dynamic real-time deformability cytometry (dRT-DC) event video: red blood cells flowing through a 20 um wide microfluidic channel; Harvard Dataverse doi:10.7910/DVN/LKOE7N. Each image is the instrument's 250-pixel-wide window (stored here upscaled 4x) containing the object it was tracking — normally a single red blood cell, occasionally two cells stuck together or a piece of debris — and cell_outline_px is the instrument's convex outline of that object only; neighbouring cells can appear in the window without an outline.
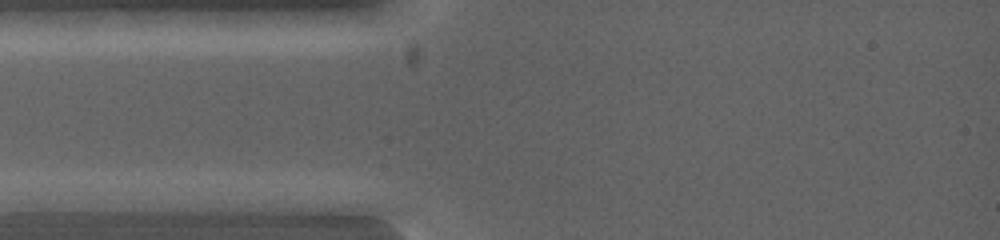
{"species": "common noctule bat (a hibernating species)", "species_latin": "Nyctalus noctula", "temperature_condition": "warm", "stored_images_in_passage": 2, "camera_frame_rate_fps": 5000, "um_per_image_px": 0.085, "animal": {"sex": "female", "body_mass_g": 19.0, "forearm_length_mm": 53.3}, "frame": {"image": 1, "passage_image": 1, "time_ms": 0.0, "image_size_px": [1000, 240], "cell_outline_px": [[108, 200], [88, 212], [16, 212], [12, 200], [24, 192], [104, 192], [108, 196]], "centroid_in_image_um": [5.0, 17.15], "position_along_channel_um": 80.0, "area_um2": 12.43}}